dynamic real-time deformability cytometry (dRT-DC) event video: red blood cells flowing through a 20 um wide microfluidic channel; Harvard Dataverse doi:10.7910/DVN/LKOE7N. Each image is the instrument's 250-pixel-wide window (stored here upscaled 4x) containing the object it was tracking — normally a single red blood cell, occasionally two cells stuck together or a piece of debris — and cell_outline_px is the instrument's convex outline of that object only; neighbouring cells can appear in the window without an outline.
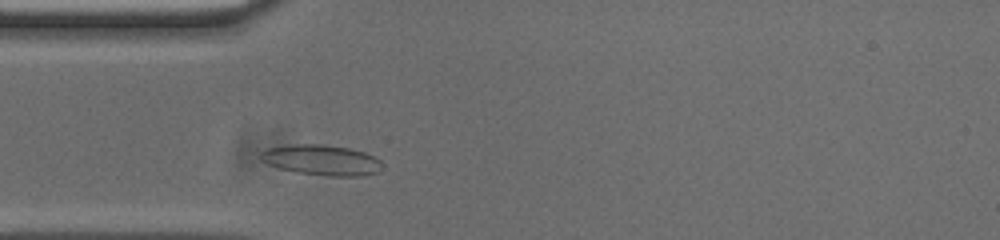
{"species": "common noctule bat (a hibernating species)", "species_latin": "Nyctalus noctula", "temperature_condition": "cold", "stored_images_in_passage": 35, "camera_frame_rate_fps": 3000, "um_per_image_px": 0.085, "animal": {"sex": "male", "body_mass_g": 20.0, "forearm_length_mm": 53.3}, "frame": {"image": 1, "passage_image": 6, "time_ms": 1.667, "image_size_px": [1000, 240], "cell_outline_px": [[380, 172], [360, 176], [328, 176], [296, 172], [276, 168], [260, 160], [260, 152], [264, 148], [288, 144], [320, 144], [352, 148], [364, 152], [380, 160]], "centroid_in_image_um": [27.27, 13.59], "position_along_channel_um": 57.7, "area_um2": 21.85}}
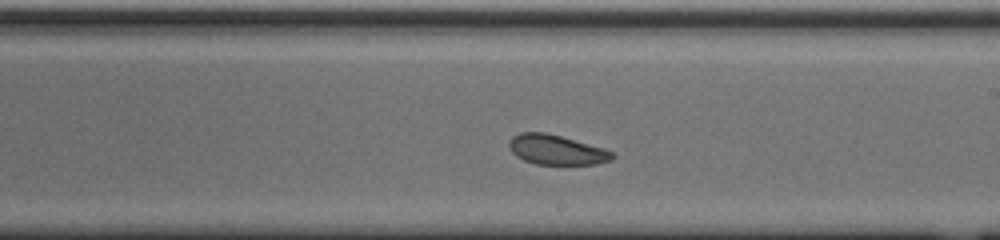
{"frame": {"image": 2, "passage_image": 21, "time_ms": 6.667, "image_size_px": [1000, 240], "cell_outline_px": [[616, 156], [612, 160], [596, 164], [536, 164], [524, 160], [516, 156], [512, 152], [508, 144], [508, 140], [512, 136], [520, 132], [544, 132], [560, 136], [604, 148], [612, 152]], "centroid_in_image_um": [47.28, 12.73], "position_along_channel_um": 241.7, "area_um2": 17.92}}
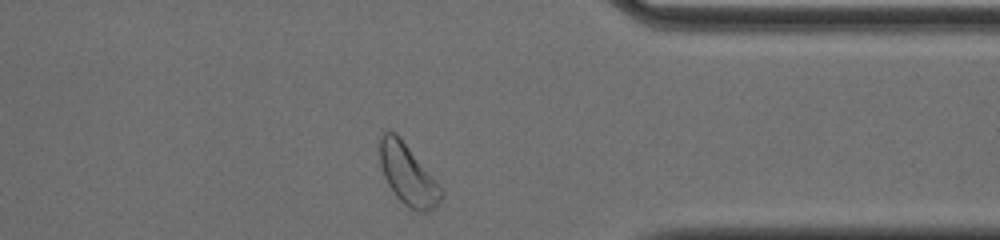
{"frame": {"image": 3, "passage_image": 33, "time_ms": 10.667, "image_size_px": [1000, 240], "cell_outline_px": [[444, 196], [436, 208], [428, 212], [416, 212], [404, 204], [396, 196], [388, 184], [384, 176], [380, 164], [380, 136], [384, 132], [396, 132], [400, 136], [444, 188]], "centroid_in_image_um": [34.73, 14.87], "position_along_channel_um": 376.7, "area_um2": 22.2}, "authors_computed_cell_mechanics": {"area_um2": 19.1318, "velocity_mm_per_s": 3.7004, "shape_relaxation_time_tau1_ms": 3.0957, "shape_relaxation_time_tau2_ms": 10.4099, "deformation_change_tau1": 0.0654, "deformation_change_tau2": 0.1865}}